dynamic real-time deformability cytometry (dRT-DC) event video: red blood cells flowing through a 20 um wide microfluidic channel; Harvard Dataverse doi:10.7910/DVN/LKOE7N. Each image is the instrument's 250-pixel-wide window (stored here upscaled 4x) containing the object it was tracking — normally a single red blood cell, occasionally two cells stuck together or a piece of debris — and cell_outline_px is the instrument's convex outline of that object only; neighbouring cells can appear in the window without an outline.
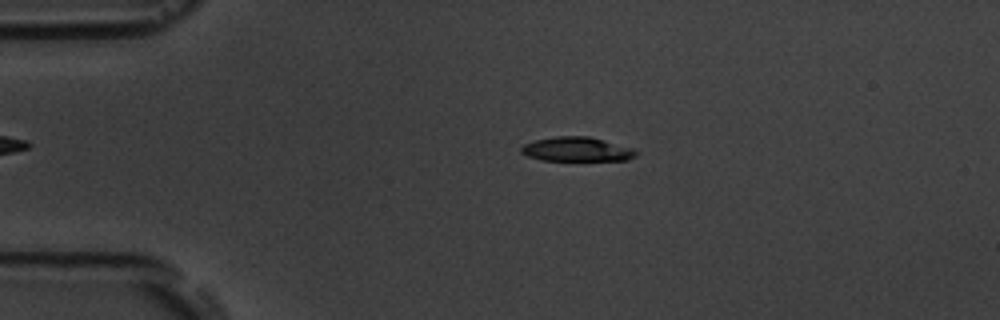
{"species": "common noctule bat (a hibernating species)", "species_latin": "Nyctalus noctula", "temperature_condition": "room temperature", "stored_images_in_passage": 4, "camera_frame_rate_fps": 3000, "um_per_image_px": 0.085, "animal": {"sex": "male", "body_mass_g": 19.5, "forearm_length_mm": 54.6}, "frame": {"image": 1, "passage_image": 3, "time_ms": 2.333, "image_size_px": [1000, 320], "cell_outline_px": [[636, 156], [628, 160], [540, 160], [528, 156], [520, 152], [520, 148], [524, 144], [536, 140], [556, 136], [588, 136], [632, 148], [636, 152]], "centroid_in_image_um": [49.0, 12.69], "position_along_channel_um": 36.0, "area_um2": 16.07}}